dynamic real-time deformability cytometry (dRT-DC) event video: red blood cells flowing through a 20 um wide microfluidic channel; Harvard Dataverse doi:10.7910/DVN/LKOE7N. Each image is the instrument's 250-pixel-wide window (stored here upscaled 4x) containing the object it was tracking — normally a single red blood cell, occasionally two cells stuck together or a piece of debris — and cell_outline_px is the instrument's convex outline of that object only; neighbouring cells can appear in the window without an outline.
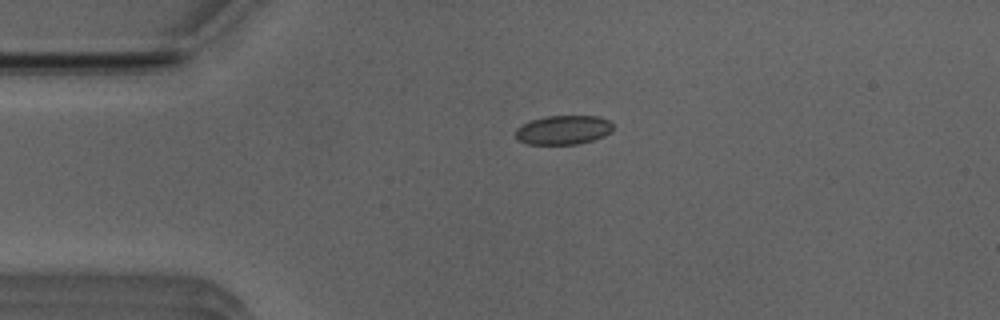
{"species": "Egyptian fruit bat (a non-hibernating species)", "species_latin": "Rousettus aegyptiacus", "temperature_condition": "room temperature", "stored_images_in_passage": 31, "camera_frame_rate_fps": 3000, "um_per_image_px": 0.085, "animal": {"sex": "male"}, "frame": {"image": 1, "passage_image": 1, "time_ms": 0.0, "image_size_px": [1000, 320], "cell_outline_px": [[612, 132], [604, 136], [592, 140], [576, 144], [528, 144], [516, 140], [516, 128], [532, 120], [544, 116], [600, 116], [608, 120], [612, 124]], "centroid_in_image_um": [47.88, 11.04], "position_along_channel_um": 37.1, "area_um2": 16.53}}
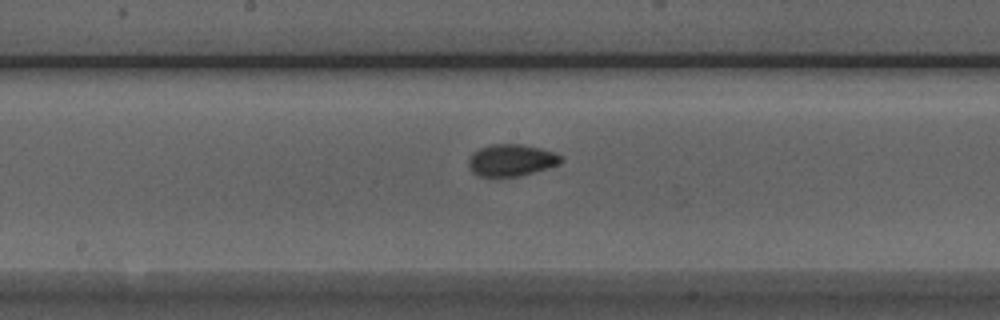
{"frame": {"image": 2, "passage_image": 16, "time_ms": 5.0, "image_size_px": [1000, 320], "cell_outline_px": [[564, 160], [560, 164], [548, 168], [520, 176], [492, 180], [476, 176], [468, 168], [468, 160], [472, 152], [480, 148], [492, 144], [520, 144], [540, 148], [556, 152]], "centroid_in_image_um": [43.41, 13.67], "position_along_channel_um": 204.8, "area_um2": 17.98}}
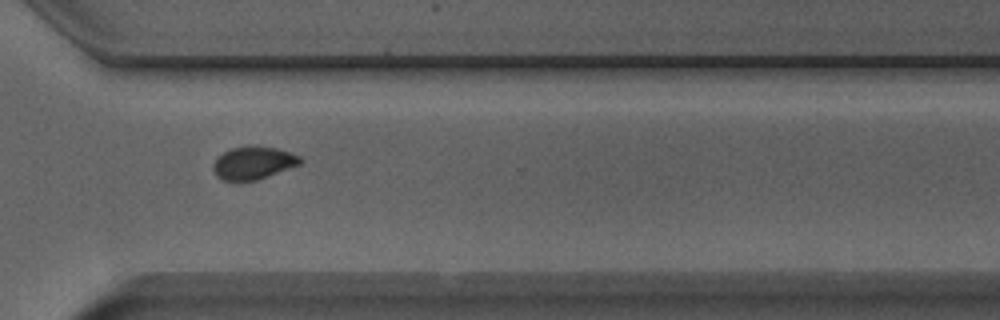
{"frame": {"image": 3, "passage_image": 27, "time_ms": 8.667, "image_size_px": [1000, 320], "cell_outline_px": [[304, 160], [300, 164], [256, 180], [240, 184], [236, 184], [224, 180], [216, 176], [212, 168], [212, 164], [224, 152], [232, 148], [256, 144], [276, 148], [300, 156]], "centroid_in_image_um": [21.5, 13.87], "position_along_channel_um": 349.1, "area_um2": 17.05}, "authors_computed_cell_mechanics": {"area_um2": 16.762, "velocity_mm_per_s": 3.9395, "shape_relaxation_time_tau1_ms": 9.0077, "shape_relaxation_time_tau2_ms": 1.293, "deformation_change_tau1": 0.156, "deformation_change_tau2": 0.0281}}